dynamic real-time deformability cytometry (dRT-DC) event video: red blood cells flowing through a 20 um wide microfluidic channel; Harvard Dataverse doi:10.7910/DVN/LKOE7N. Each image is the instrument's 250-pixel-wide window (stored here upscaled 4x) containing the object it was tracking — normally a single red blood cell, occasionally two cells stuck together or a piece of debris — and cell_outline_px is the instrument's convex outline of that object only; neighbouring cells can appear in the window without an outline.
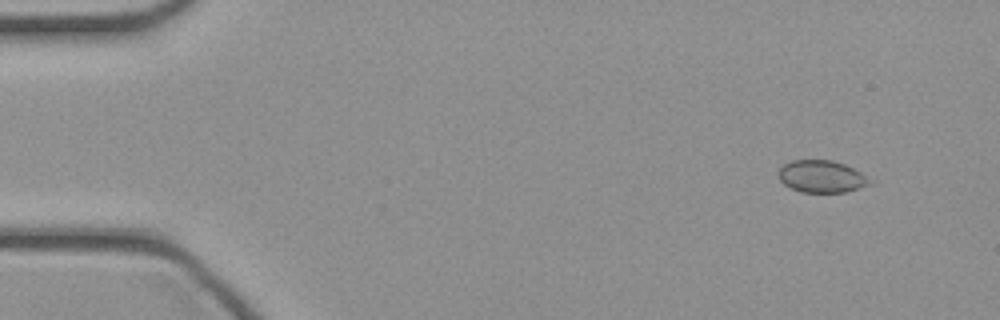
{"species": "common noctule bat (a hibernating species)", "species_latin": "Nyctalus noctula", "temperature_condition": "cold", "stored_images_in_passage": 47, "camera_frame_rate_fps": 3000, "um_per_image_px": 0.085, "animal": {"sex": "female", "body_mass_g": 21.9}, "frame": {"image": 1, "passage_image": 5, "time_ms": 1.333, "image_size_px": [1000, 320], "cell_outline_px": [[876, 184], [844, 192], [800, 192], [784, 184], [780, 180], [780, 168], [784, 164], [792, 160], [832, 160], [844, 164], [860, 172]], "centroid_in_image_um": [69.88, 15.01], "position_along_channel_um": 15.1, "area_um2": 17.05}}
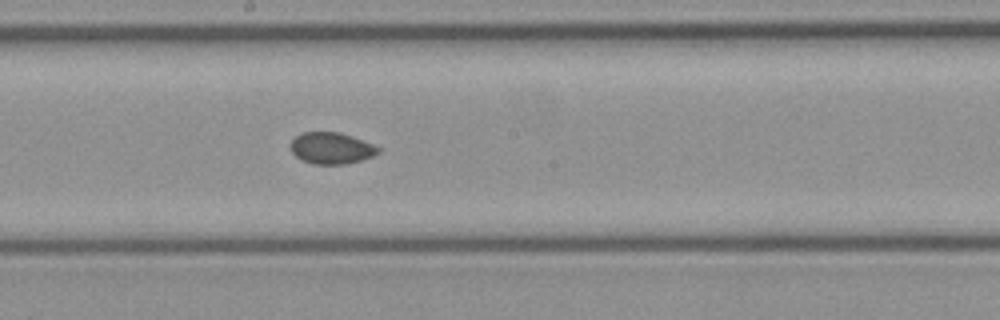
{"frame": {"image": 2, "passage_image": 26, "time_ms": 8.333, "image_size_px": [1000, 320], "cell_outline_px": [[384, 148], [380, 152], [372, 156], [360, 160], [344, 164], [312, 164], [300, 160], [288, 148], [292, 140], [296, 136], [304, 132], [340, 132], [352, 136]], "centroid_in_image_um": [28.17, 12.59], "position_along_channel_um": 220.0, "area_um2": 16.3}}
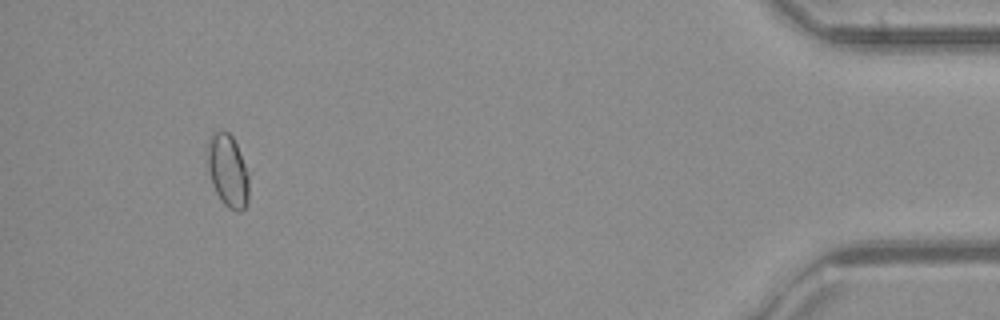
{"frame": {"image": 3, "passage_image": 44, "time_ms": 14.333, "image_size_px": [1000, 320], "cell_outline_px": [[248, 204], [240, 212], [236, 212], [228, 208], [220, 200], [212, 184], [204, 160], [208, 136], [212, 132], [228, 132], [232, 136], [236, 144], [244, 164], [248, 176]], "centroid_in_image_um": [19.3, 14.51], "position_along_channel_um": 415.9, "area_um2": 17.98}}